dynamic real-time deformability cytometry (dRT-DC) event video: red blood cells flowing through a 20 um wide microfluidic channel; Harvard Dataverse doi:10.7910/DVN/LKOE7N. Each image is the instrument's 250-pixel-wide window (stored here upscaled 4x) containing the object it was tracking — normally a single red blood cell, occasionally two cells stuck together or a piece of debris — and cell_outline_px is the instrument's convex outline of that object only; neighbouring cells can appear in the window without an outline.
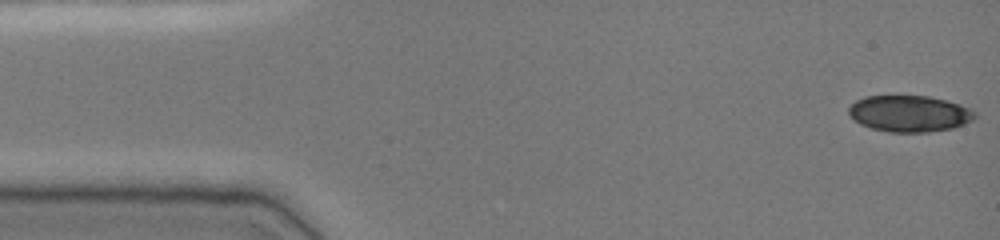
{"species": "common noctule bat (a hibernating species)", "species_latin": "Nyctalus noctula", "temperature_condition": "cold", "stored_images_in_passage": 48, "camera_frame_rate_fps": 3000, "um_per_image_px": 0.085, "animal": {"sex": "female", "body_mass_g": 19.0, "forearm_length_mm": 51.5}, "frame": {"image": 1, "passage_image": 1, "time_ms": 0.0, "image_size_px": [1000, 240], "cell_outline_px": [[976, 116], [972, 120], [964, 124], [952, 128], [928, 132], [888, 132], [872, 128], [860, 124], [848, 112], [848, 108], [856, 100], [864, 96], [928, 96], [944, 100], [968, 108], [976, 112]], "centroid_in_image_um": [77.28, 9.66], "position_along_channel_um": 7.7, "area_um2": 26.47}}
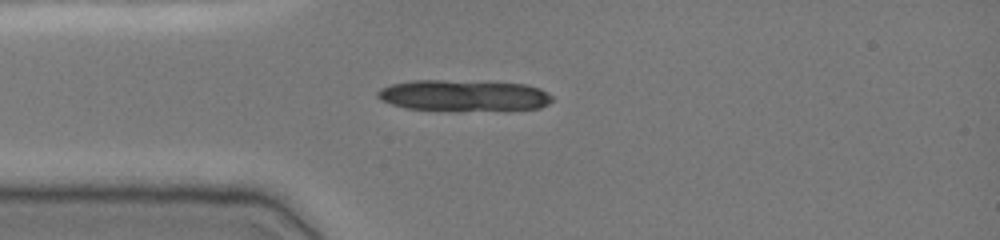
{"frame": {"image": 2, "passage_image": 12, "time_ms": 3.667, "image_size_px": [1000, 240], "cell_outline_px": [[552, 100], [548, 104], [540, 108], [456, 112], [404, 108], [380, 100], [376, 96], [376, 92], [380, 88], [392, 84], [412, 80], [440, 80], [528, 84], [540, 88], [552, 96]], "centroid_in_image_um": [39.38, 8.14], "position_along_channel_um": 45.6, "area_um2": 32.37}}